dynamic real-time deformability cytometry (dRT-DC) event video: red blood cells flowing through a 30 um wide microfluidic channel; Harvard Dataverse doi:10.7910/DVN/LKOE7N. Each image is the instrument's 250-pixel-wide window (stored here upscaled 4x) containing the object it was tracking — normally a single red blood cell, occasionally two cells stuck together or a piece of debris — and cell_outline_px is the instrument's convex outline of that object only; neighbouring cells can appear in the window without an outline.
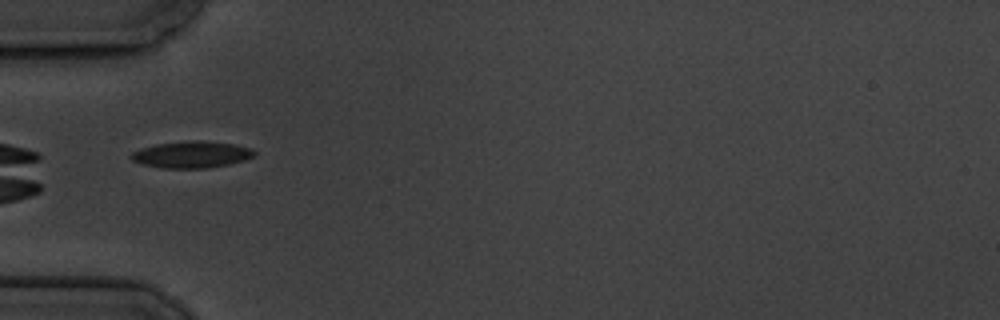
{"species": "common noctule bat (a hibernating species)", "species_latin": "Nyctalus noctula", "temperature_condition": "cold", "stored_images_in_passage": 6, "camera_frame_rate_fps": 3000, "um_per_image_px": 0.085, "animal": {"sex": "male", "body_mass_g": 19.5, "forearm_length_mm": 54.6}, "frame": {"image": 1, "passage_image": 5, "time_ms": 4.667, "image_size_px": [1000, 320], "cell_outline_px": [[256, 156], [244, 160], [228, 164], [208, 168], [164, 168], [144, 164], [132, 160], [128, 156], [132, 152], [140, 148], [156, 144], [188, 140], [200, 140], [232, 144], [252, 148], [256, 152]], "centroid_in_image_um": [16.29, 13.13], "position_along_channel_um": 68.7, "area_um2": 19.19}}
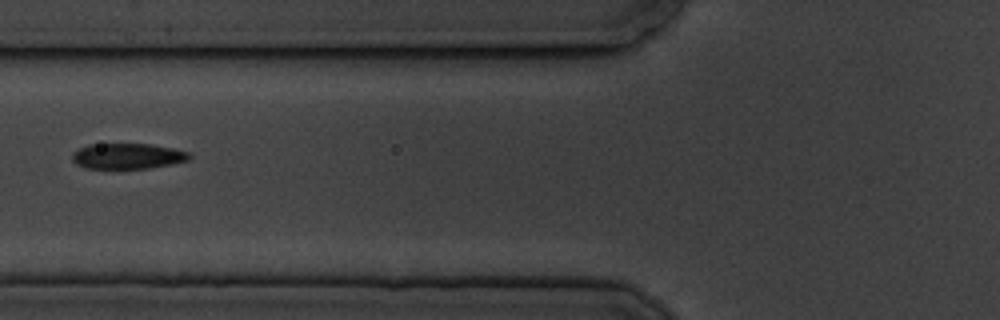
{"frame": {"image": 2, "passage_image": 6, "time_ms": 6.0, "image_size_px": [1000, 320], "cell_outline_px": [[192, 156], [188, 160], [172, 164], [148, 168], [84, 168], [76, 164], [72, 160], [72, 152], [88, 144], [152, 144], [172, 148], [188, 152]], "centroid_in_image_um": [10.83, 13.26], "position_along_channel_um": 115.0, "area_um2": 17.46}}